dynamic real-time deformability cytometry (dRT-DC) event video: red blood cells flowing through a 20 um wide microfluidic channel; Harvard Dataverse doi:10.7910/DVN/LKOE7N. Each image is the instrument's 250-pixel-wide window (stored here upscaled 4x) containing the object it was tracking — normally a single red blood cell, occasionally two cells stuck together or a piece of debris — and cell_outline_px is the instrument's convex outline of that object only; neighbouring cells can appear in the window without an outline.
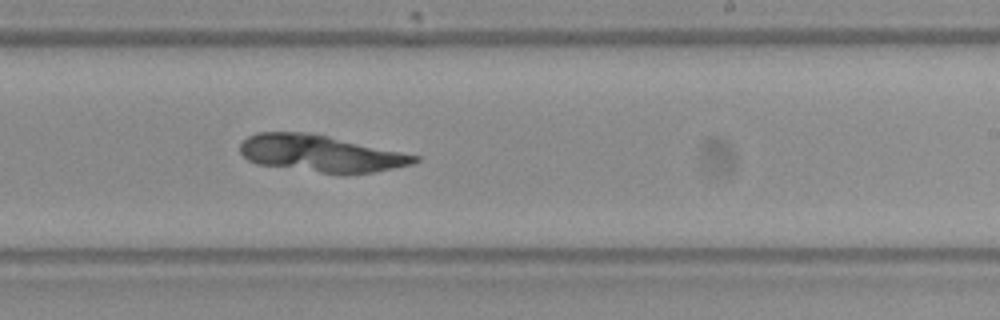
{"species": "Egyptian fruit bat (a non-hibernating species)", "species_latin": "Rousettus aegyptiacus", "temperature_condition": "warm", "stored_images_in_passage": 54, "camera_frame_rate_fps": 3000, "um_per_image_px": 0.085, "frame": {"image": 1, "passage_image": 34, "time_ms": 11.0, "image_size_px": [1000, 320], "cell_outline_px": [[420, 160], [412, 164], [372, 172], [344, 176], [340, 176], [256, 164], [248, 160], [240, 152], [240, 144], [248, 136], [256, 132], [308, 132], [328, 136], [420, 156]], "centroid_in_image_um": [27.24, 13.07], "position_along_channel_um": 261.8, "area_um2": 37.92}}
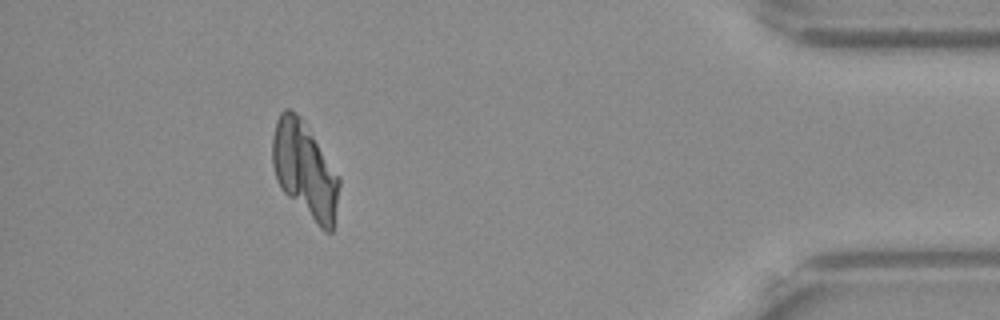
{"frame": {"image": 2, "passage_image": 49, "time_ms": 16.0, "image_size_px": [1000, 320], "cell_outline_px": [[340, 184], [332, 232], [324, 232], [280, 188], [276, 180], [272, 164], [272, 136], [276, 120], [280, 112], [284, 108], [288, 108], [296, 112], [300, 116], [340, 176]], "centroid_in_image_um": [25.89, 14.43], "position_along_channel_um": 409.3, "area_um2": 37.28}}